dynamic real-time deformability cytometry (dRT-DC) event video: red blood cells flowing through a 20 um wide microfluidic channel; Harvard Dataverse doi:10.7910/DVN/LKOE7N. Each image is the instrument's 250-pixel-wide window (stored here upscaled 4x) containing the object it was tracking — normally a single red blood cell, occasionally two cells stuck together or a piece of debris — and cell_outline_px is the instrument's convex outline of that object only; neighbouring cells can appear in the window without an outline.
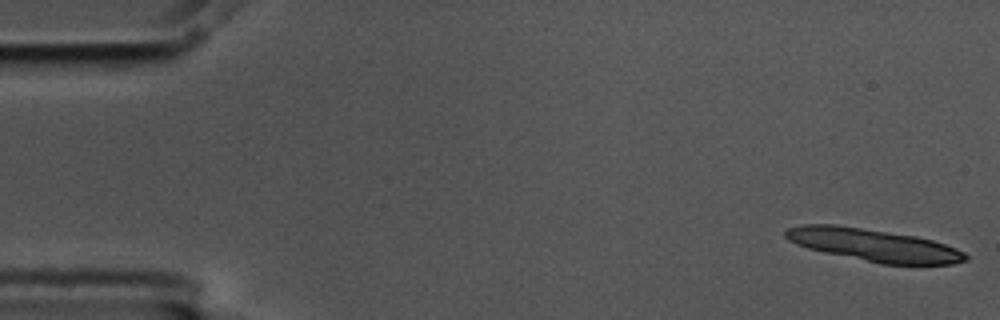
{"species": "common noctule bat (a hibernating species)", "species_latin": "Nyctalus noctula", "temperature_condition": "cold", "stored_images_in_passage": 14, "camera_frame_rate_fps": 3000, "um_per_image_px": 0.085, "animal": {"sex": "male", "body_mass_g": 17.5, "forearm_length_mm": 52.3}, "frame": {"image": 1, "passage_image": 1, "time_ms": 0.0, "image_size_px": [1000, 320], "cell_outline_px": [[968, 260], [952, 264], [880, 264], [824, 252], [808, 248], [796, 244], [788, 240], [784, 236], [784, 232], [788, 228], [800, 224], [836, 224], [916, 236], [932, 240], [956, 248], [964, 252], [968, 256]], "centroid_in_image_um": [74.24, 20.82], "position_along_channel_um": 10.8, "area_um2": 34.04}}